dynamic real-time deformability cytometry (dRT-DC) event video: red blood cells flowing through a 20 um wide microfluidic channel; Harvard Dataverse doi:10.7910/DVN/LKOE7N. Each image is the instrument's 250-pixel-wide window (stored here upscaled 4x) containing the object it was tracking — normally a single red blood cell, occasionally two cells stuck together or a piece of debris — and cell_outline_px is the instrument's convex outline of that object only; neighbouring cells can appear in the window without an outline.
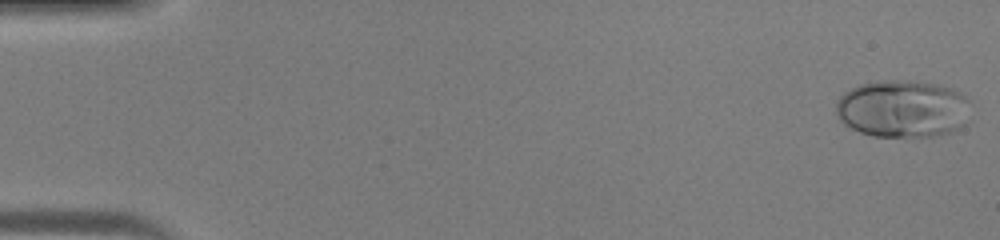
{"species": "human", "species_latin": "Homo sapiens", "temperature_condition": "warm", "stored_images_in_passage": 45, "camera_frame_rate_fps": 3000, "um_per_image_px": 0.085, "donor": {"sex": "male"}, "frame": {"image": 1, "passage_image": 1, "time_ms": 0.0, "image_size_px": [1000, 240], "cell_outline_px": [[972, 104], [964, 124], [948, 132], [936, 136], [872, 136], [860, 132], [844, 124], [840, 120], [836, 112], [836, 100], [844, 92], [860, 84], [884, 80], [904, 80], [940, 84], [952, 88], [960, 92]], "centroid_in_image_um": [76.73, 9.23], "position_along_channel_um": 8.3, "area_um2": 45.2}}
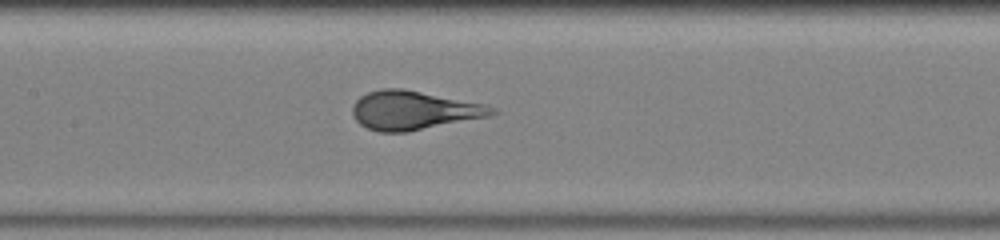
{"frame": {"image": 2, "passage_image": 22, "time_ms": 7.0, "image_size_px": [1000, 240], "cell_outline_px": [[500, 112], [492, 116], [408, 132], [380, 132], [368, 128], [360, 124], [356, 120], [352, 112], [352, 104], [360, 96], [368, 92], [380, 88], [400, 88], [488, 104], [496, 108]], "centroid_in_image_um": [35.21, 9.38], "position_along_channel_um": 172.2, "area_um2": 31.91}}
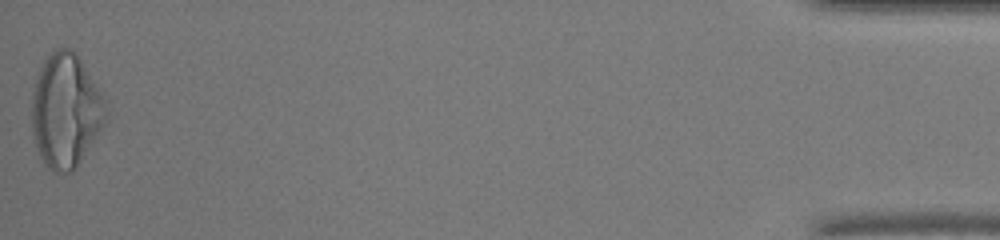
{"frame": {"image": 3, "passage_image": 45, "time_ms": 14.667, "image_size_px": [1000, 240], "cell_outline_px": [[108, 112], [104, 124], [76, 168], [72, 172], [56, 172], [48, 168], [40, 156], [32, 132], [32, 92], [40, 68], [44, 60], [52, 52], [60, 48], [72, 48], [76, 52], [104, 96], [108, 108]], "centroid_in_image_um": [5.6, 9.4], "position_along_channel_um": 429.6, "area_um2": 49.13}}